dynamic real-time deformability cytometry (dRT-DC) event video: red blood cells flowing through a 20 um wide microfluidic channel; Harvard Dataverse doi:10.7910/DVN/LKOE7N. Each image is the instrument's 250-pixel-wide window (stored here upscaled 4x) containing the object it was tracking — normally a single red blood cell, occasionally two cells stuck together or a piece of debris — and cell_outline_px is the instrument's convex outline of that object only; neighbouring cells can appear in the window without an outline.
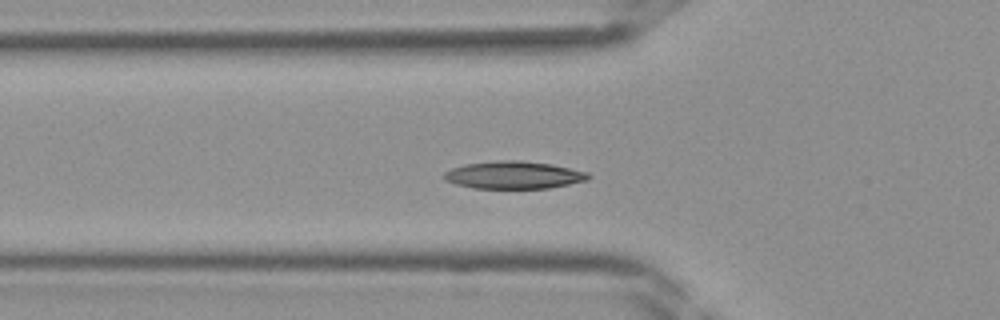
{"species": "Egyptian fruit bat (a non-hibernating species)", "species_latin": "Rousettus aegyptiacus", "temperature_condition": "room temperature", "stored_images_in_passage": 41, "camera_frame_rate_fps": 3000, "um_per_image_px": 0.085, "frame": {"image": 1, "passage_image": 13, "time_ms": 4.0, "image_size_px": [1000, 320], "cell_outline_px": [[592, 176], [588, 180], [548, 188], [472, 188], [456, 184], [444, 180], [444, 172], [452, 168], [464, 164], [500, 160], [520, 160], [552, 164], [588, 172]], "centroid_in_image_um": [43.67, 14.87], "position_along_channel_um": 82.1, "area_um2": 23.18}}
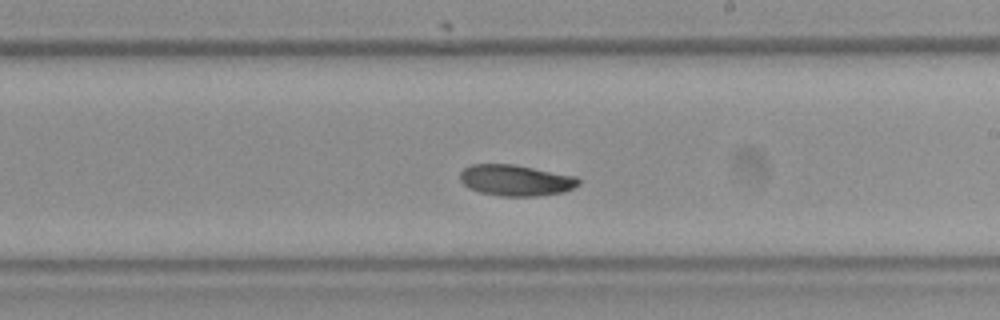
{"frame": {"image": 2, "passage_image": 23, "time_ms": 7.333, "image_size_px": [1000, 320], "cell_outline_px": [[580, 184], [564, 192], [536, 196], [500, 196], [480, 192], [468, 188], [460, 180], [460, 172], [464, 168], [472, 164], [516, 164], [576, 176], [580, 180]], "centroid_in_image_um": [43.84, 15.32], "position_along_channel_um": 245.2, "area_um2": 21.62}}
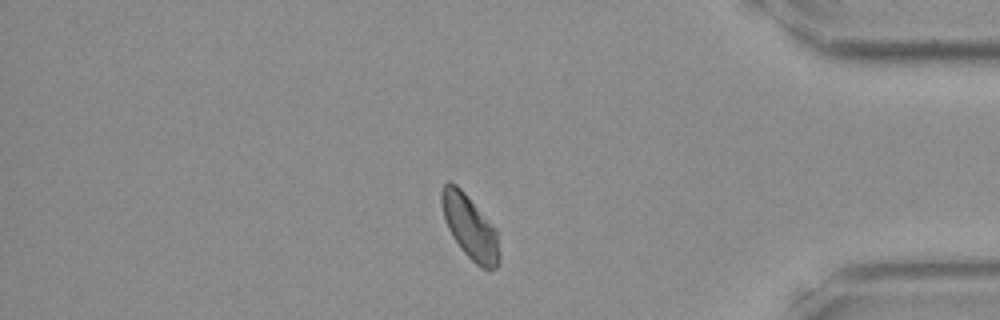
{"frame": {"image": 3, "passage_image": 34, "time_ms": 11.0, "image_size_px": [1000, 320], "cell_outline_px": [[500, 264], [496, 268], [488, 272], [480, 268], [460, 248], [452, 236], [448, 228], [444, 216], [440, 200], [440, 192], [444, 184], [448, 180], [456, 184], [464, 192], [496, 228], [500, 256]], "centroid_in_image_um": [39.96, 19.33], "position_along_channel_um": 395.2, "area_um2": 21.68}}